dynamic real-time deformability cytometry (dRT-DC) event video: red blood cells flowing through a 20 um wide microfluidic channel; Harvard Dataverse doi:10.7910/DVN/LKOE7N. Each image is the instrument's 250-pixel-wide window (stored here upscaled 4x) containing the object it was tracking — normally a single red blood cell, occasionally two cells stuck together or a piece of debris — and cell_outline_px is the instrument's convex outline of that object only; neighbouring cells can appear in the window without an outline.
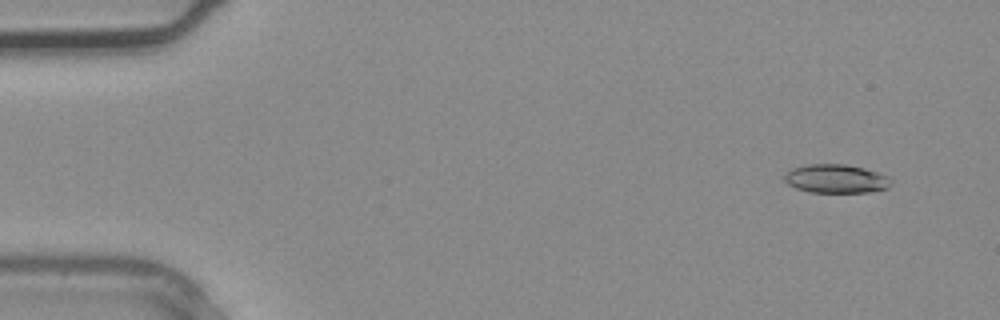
{"species": "common noctule bat (a hibernating species)", "species_latin": "Nyctalus noctula", "temperature_condition": "warm", "stored_images_in_passage": 37, "camera_frame_rate_fps": 3000, "um_per_image_px": 0.085, "animal": {"sex": "male", "body_mass_g": 20.4}, "frame": {"image": 1, "passage_image": 3, "time_ms": 0.667, "image_size_px": [1000, 320], "cell_outline_px": [[892, 184], [888, 188], [868, 192], [808, 192], [796, 188], [788, 184], [784, 180], [784, 176], [792, 168], [804, 164], [844, 164], [864, 168], [888, 176], [892, 180]], "centroid_in_image_um": [71.06, 15.19], "position_along_channel_um": 13.9, "area_um2": 17.86}}
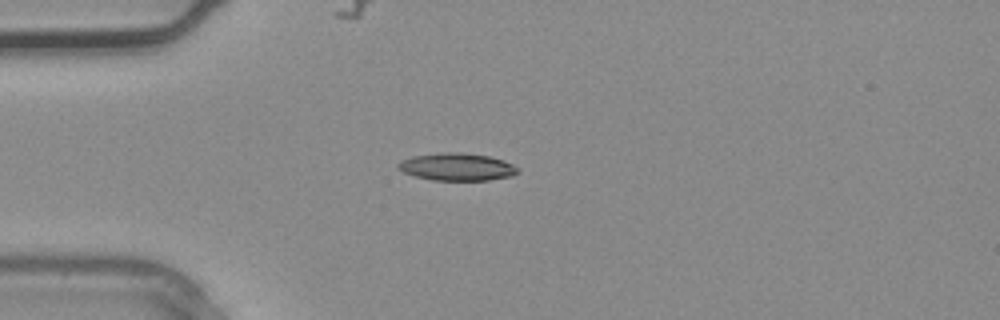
{"frame": {"image": 2, "passage_image": 10, "time_ms": 3.0, "image_size_px": [1000, 320], "cell_outline_px": [[520, 172], [512, 176], [488, 180], [432, 180], [416, 176], [404, 172], [396, 168], [396, 164], [400, 160], [412, 156], [440, 152], [460, 152], [488, 156], [504, 160], [520, 168]], "centroid_in_image_um": [38.84, 14.18], "position_along_channel_um": 46.2, "area_um2": 19.36}}
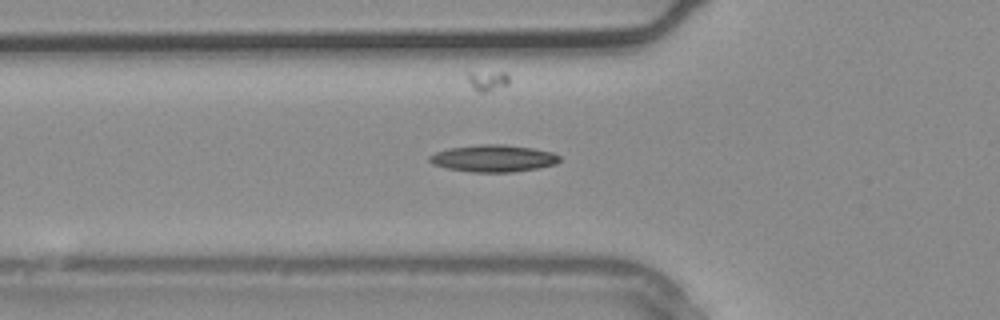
{"frame": {"image": 3, "passage_image": 13, "time_ms": 4.0, "image_size_px": [1000, 320], "cell_outline_px": [[560, 160], [556, 164], [540, 168], [512, 172], [472, 172], [448, 168], [432, 164], [428, 160], [428, 156], [436, 152], [448, 148], [476, 144], [504, 144], [532, 148], [552, 152], [560, 156]], "centroid_in_image_um": [41.93, 13.45], "position_along_channel_um": 83.9, "area_um2": 20.63}}